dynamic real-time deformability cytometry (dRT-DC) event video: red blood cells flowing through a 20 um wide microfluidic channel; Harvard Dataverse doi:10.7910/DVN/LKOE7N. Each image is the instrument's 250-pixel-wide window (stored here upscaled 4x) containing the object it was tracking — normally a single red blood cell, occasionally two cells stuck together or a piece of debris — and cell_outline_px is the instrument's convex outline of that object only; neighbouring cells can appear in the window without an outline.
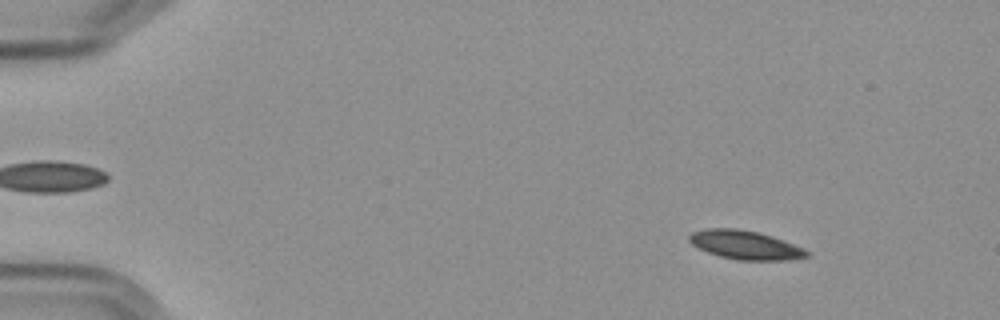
{"species": "Egyptian fruit bat (a non-hibernating species)", "species_latin": "Rousettus aegyptiacus", "temperature_condition": "cold", "stored_images_in_passage": 57, "camera_frame_rate_fps": 3000, "um_per_image_px": 0.085, "frame": {"image": 1, "passage_image": 7, "time_ms": 2.0, "image_size_px": [1000, 320], "cell_outline_px": [[812, 256], [788, 260], [736, 260], [720, 256], [708, 252], [692, 244], [688, 240], [688, 236], [692, 232], [708, 228], [736, 228], [756, 232], [772, 236], [804, 248]], "centroid_in_image_um": [63.36, 20.82], "position_along_channel_um": 21.6, "area_um2": 19.65}}
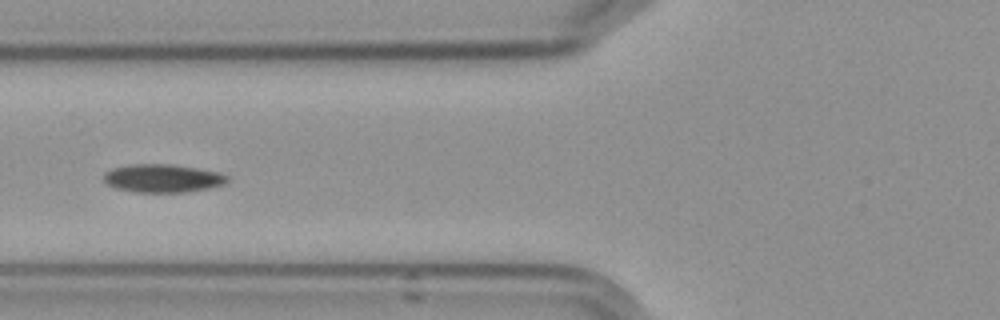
{"frame": {"image": 2, "passage_image": 23, "time_ms": 7.333, "image_size_px": [1000, 320], "cell_outline_px": [[228, 180], [224, 184], [208, 188], [188, 192], [136, 192], [116, 188], [108, 184], [104, 180], [104, 172], [112, 168], [132, 164], [168, 164], [196, 168], [220, 172], [228, 176]], "centroid_in_image_um": [13.83, 15.15], "position_along_channel_um": 112.0, "area_um2": 20.23}}
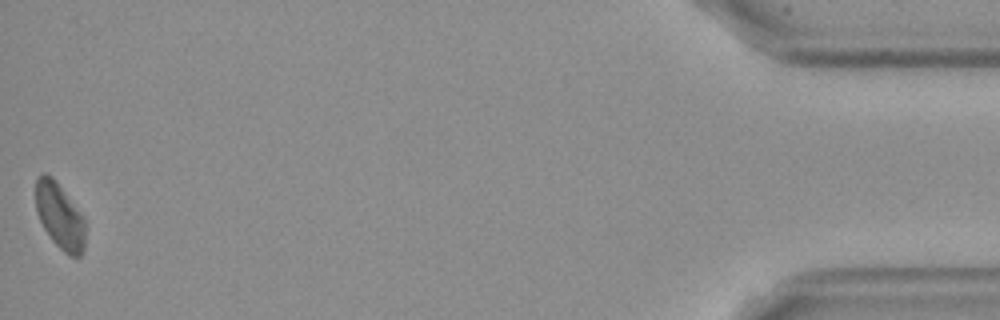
{"frame": {"image": 3, "passage_image": 57, "time_ms": 18.667, "image_size_px": [1000, 320], "cell_outline_px": [[84, 252], [80, 256], [68, 256], [52, 240], [44, 228], [36, 212], [36, 176], [44, 172], [52, 176], [84, 216]], "centroid_in_image_um": [5.07, 18.35], "position_along_channel_um": 430.1, "area_um2": 19.02}, "authors_computed_cell_mechanics": {"area_um2": 19.7676, "velocity_mm_per_s": 3.5736, "shape_relaxation_time_tau1_ms": 6.7034, "shape_relaxation_time_tau2_ms": 6.3095, "deformation_change_tau1": 0.1232, "deformation_change_tau2": 0.0889}}